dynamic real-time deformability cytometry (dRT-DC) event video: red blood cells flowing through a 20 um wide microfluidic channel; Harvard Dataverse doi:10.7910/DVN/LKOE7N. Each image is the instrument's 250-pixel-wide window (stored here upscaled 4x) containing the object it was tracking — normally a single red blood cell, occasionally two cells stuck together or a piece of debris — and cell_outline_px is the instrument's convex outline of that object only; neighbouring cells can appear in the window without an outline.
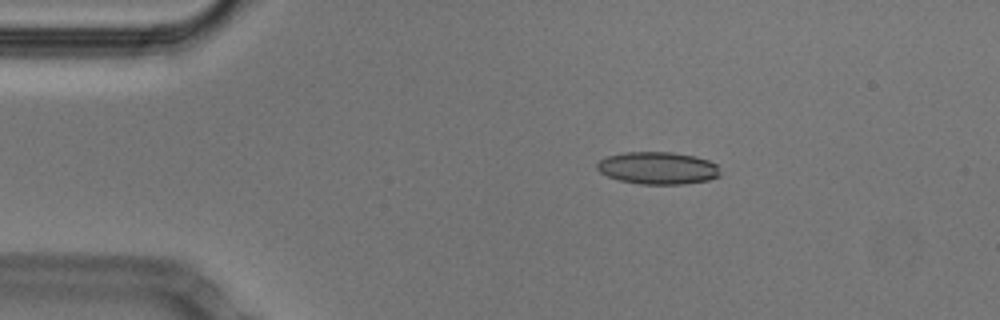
{"species": "Egyptian fruit bat (a non-hibernating species)", "species_latin": "Rousettus aegyptiacus", "temperature_condition": "cold", "stored_images_in_passage": 44, "camera_frame_rate_fps": 3000, "um_per_image_px": 0.085, "animal": {"sex": "male"}, "frame": {"image": 1, "passage_image": 1, "time_ms": 0.0, "image_size_px": [1000, 320], "cell_outline_px": [[716, 176], [704, 180], [676, 184], [648, 184], [624, 180], [608, 176], [600, 168], [600, 160], [612, 156], [632, 152], [664, 152], [692, 156], [708, 160], [716, 164]], "centroid_in_image_um": [55.94, 14.27], "position_along_channel_um": 29.1, "area_um2": 21.68}}
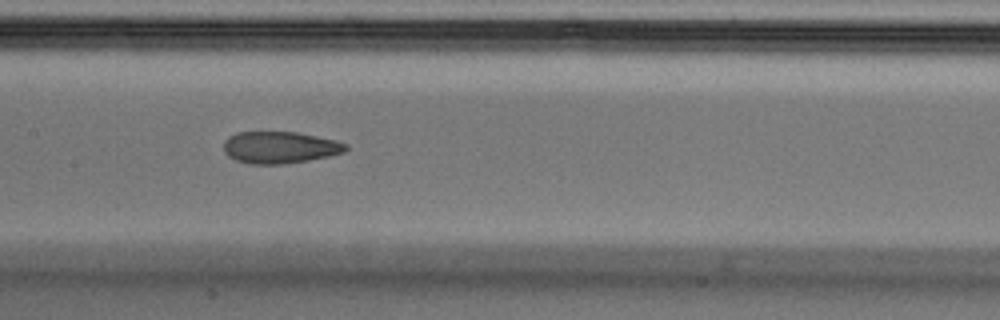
{"frame": {"image": 2, "passage_image": 17, "time_ms": 5.333, "image_size_px": [1000, 320], "cell_outline_px": [[348, 148], [340, 152], [324, 156], [304, 160], [272, 164], [260, 164], [240, 160], [232, 156], [224, 148], [224, 144], [232, 136], [240, 132], [292, 132], [332, 140], [344, 144]], "centroid_in_image_um": [23.77, 12.51], "position_along_channel_um": 183.6, "area_um2": 21.04}}
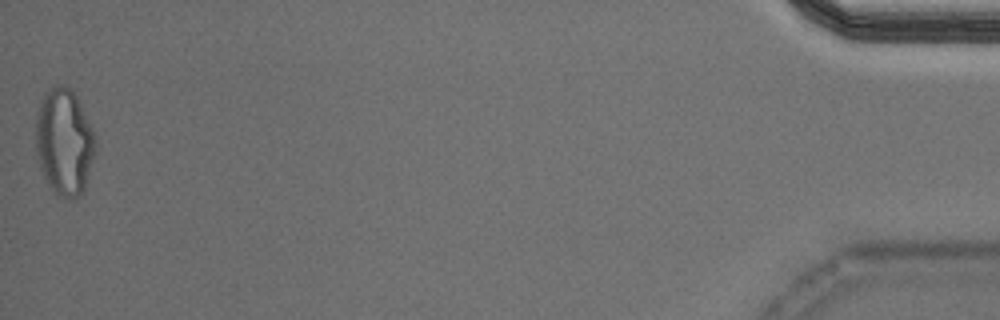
{"frame": {"image": 3, "passage_image": 44, "time_ms": 14.333, "image_size_px": [1000, 320], "cell_outline_px": [[92, 152], [84, 180], [80, 192], [76, 192], [56, 188], [52, 184], [48, 176], [40, 152], [40, 116], [44, 104], [48, 96], [52, 92], [60, 88], [68, 92], [72, 96], [92, 136]], "centroid_in_image_um": [5.49, 12.05], "position_along_channel_um": 429.7, "area_um2": 29.36}, "authors_computed_cell_mechanics": {"area_um2": 21.7039, "velocity_mm_per_s": 3.8023, "shape_relaxation_time_tau1_ms": null, "shape_relaxation_time_tau2_ms": 1.8186, "deformation_change_tau1": null, "deformation_change_tau2": 0.0712}}